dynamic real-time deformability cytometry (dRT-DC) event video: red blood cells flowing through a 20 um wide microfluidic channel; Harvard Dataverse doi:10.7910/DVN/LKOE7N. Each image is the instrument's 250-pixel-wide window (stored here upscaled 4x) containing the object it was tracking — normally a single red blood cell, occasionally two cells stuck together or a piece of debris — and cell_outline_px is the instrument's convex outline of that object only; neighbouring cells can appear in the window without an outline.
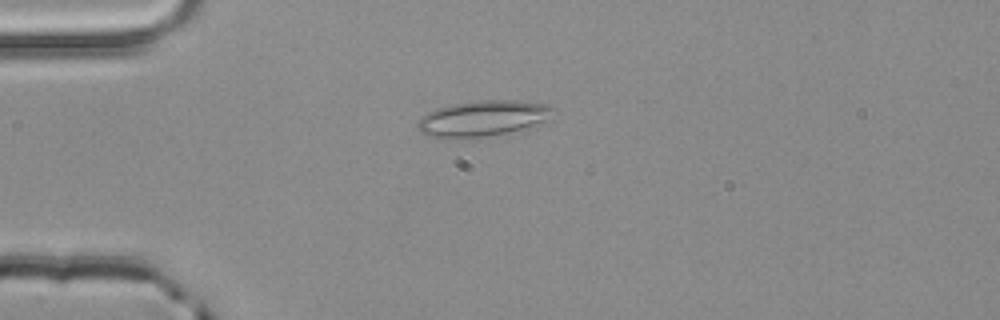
{"species": "common noctule bat (a hibernating species)", "species_latin": "Nyctalus noctula", "temperature_condition": "room temperature", "stored_images_in_passage": 41, "camera_frame_rate_fps": 3000, "um_per_image_px": 0.085, "animal": {"sex": "male", "body_mass_g": 20.4}, "frame": {"image": 1, "passage_image": 2, "time_ms": 0.333, "image_size_px": [1000, 320], "cell_outline_px": [[560, 112], [544, 120], [520, 128], [504, 132], [484, 136], [428, 136], [420, 132], [416, 124], [420, 116], [436, 108], [452, 104], [480, 100], [520, 100], [548, 104], [556, 108]], "centroid_in_image_um": [41.06, 10.0], "position_along_channel_um": 43.9, "area_um2": 27.63}}
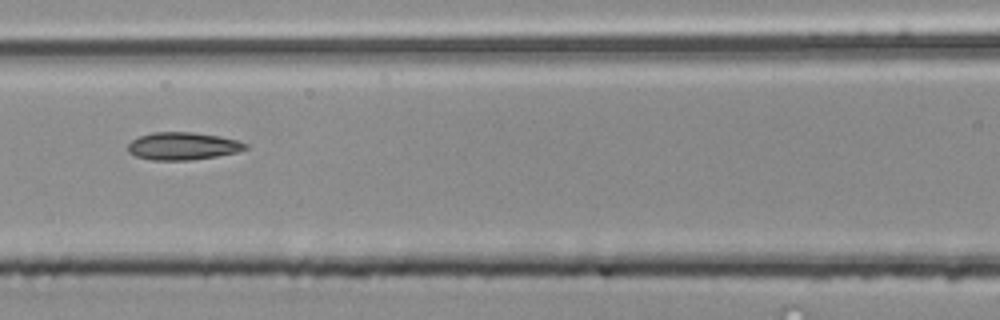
{"frame": {"image": 2, "passage_image": 12, "time_ms": 3.667, "image_size_px": [1000, 320], "cell_outline_px": [[248, 148], [236, 152], [216, 156], [192, 160], [152, 160], [136, 156], [128, 152], [128, 144], [132, 140], [140, 136], [152, 132], [192, 132], [220, 136], [236, 140], [248, 144]], "centroid_in_image_um": [15.53, 12.41], "position_along_channel_um": 151.1, "area_um2": 18.84}}
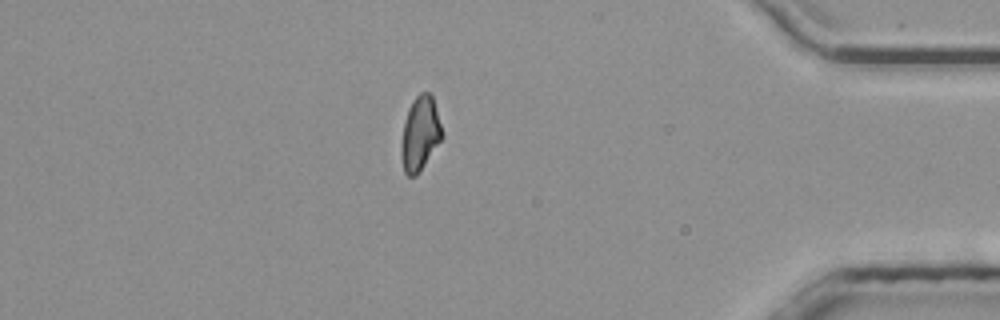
{"frame": {"image": 3, "passage_image": 34, "time_ms": 11.0, "image_size_px": [1000, 320], "cell_outline_px": [[444, 136], [420, 172], [416, 176], [408, 176], [404, 172], [400, 156], [400, 144], [404, 124], [408, 108], [412, 100], [420, 92], [428, 92], [432, 96]], "centroid_in_image_um": [35.69, 11.39], "position_along_channel_um": 399.5, "area_um2": 17.8}, "authors_computed_cell_mechanics": {"area_um2": 18.207, "velocity_mm_per_s": 3.9222, "shape_relaxation_time_tau1_ms": 6.4516, "shape_relaxation_time_tau2_ms": 1.8981, "deformation_change_tau1": 0.146, "deformation_change_tau2": 0.0959}}